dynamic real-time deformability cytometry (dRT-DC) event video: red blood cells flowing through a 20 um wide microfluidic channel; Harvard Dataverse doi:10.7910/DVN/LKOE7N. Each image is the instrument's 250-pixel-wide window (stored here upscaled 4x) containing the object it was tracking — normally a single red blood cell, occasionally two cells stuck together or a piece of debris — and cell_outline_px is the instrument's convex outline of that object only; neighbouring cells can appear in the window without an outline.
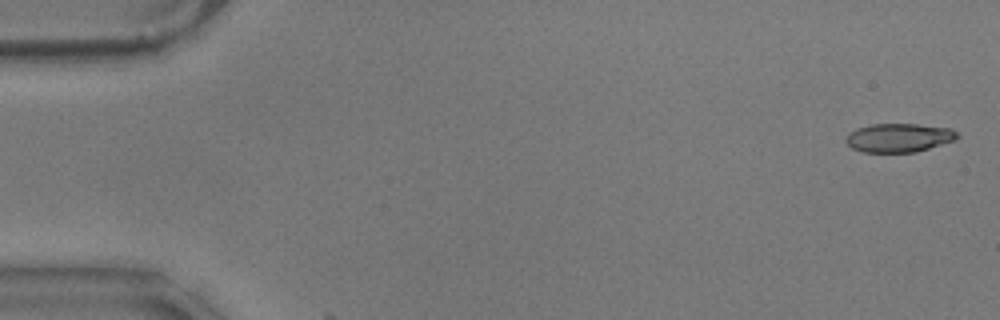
{"species": "common noctule bat (a hibernating species)", "species_latin": "Nyctalus noctula", "temperature_condition": "warm", "stored_images_in_passage": 2, "camera_frame_rate_fps": 3000, "um_per_image_px": 0.085, "animal": {"sex": "male", "body_mass_g": 17.9}, "frame": {"image": 1, "passage_image": 1, "time_ms": 0.0, "image_size_px": [1000, 320], "cell_outline_px": [[960, 136], [956, 140], [916, 152], [864, 152], [852, 148], [844, 140], [848, 132], [856, 128], [872, 124], [916, 124], [952, 128]], "centroid_in_image_um": [76.4, 11.7], "position_along_channel_um": 8.6, "area_um2": 18.79}}